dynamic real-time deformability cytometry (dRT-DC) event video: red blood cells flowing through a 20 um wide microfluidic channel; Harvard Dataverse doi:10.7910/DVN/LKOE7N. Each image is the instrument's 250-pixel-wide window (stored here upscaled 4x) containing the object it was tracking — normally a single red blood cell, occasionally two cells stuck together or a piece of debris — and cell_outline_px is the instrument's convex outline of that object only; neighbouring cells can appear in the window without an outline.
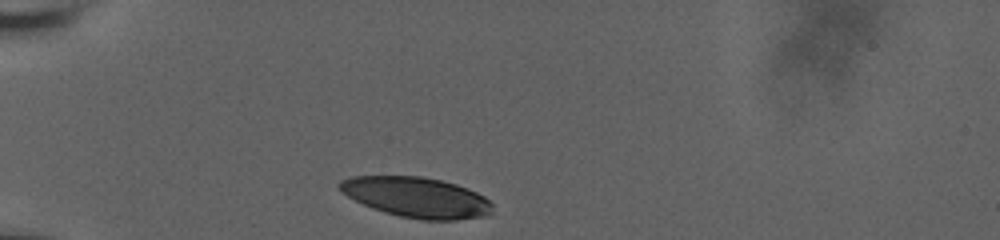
{"species": "human", "species_latin": "Homo sapiens", "temperature_condition": "room temperature", "stored_images_in_passage": 25, "camera_frame_rate_fps": 3000, "um_per_image_px": 0.085, "donor": {"sex": "male"}, "frame": {"image": 1, "passage_image": 1, "time_ms": 0.0, "image_size_px": [1000, 240], "cell_outline_px": [[492, 212], [488, 216], [456, 220], [420, 220], [400, 216], [384, 212], [372, 208], [348, 196], [336, 184], [340, 180], [352, 176], [420, 176], [440, 180], [456, 184], [468, 188], [484, 196], [492, 204]], "centroid_in_image_um": [35.43, 16.77], "position_along_channel_um": 49.6, "area_um2": 35.95}}
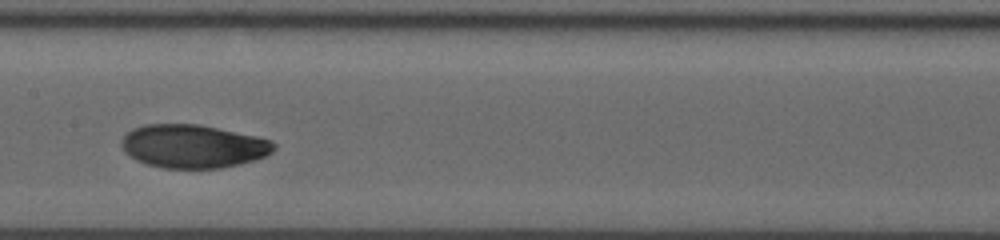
{"frame": {"image": 2, "passage_image": 15, "time_ms": 4.667, "image_size_px": [1000, 240], "cell_outline_px": [[276, 148], [272, 152], [264, 156], [240, 164], [224, 168], [160, 168], [144, 164], [136, 160], [124, 152], [120, 144], [120, 140], [132, 128], [144, 124], [200, 124], [256, 136], [272, 140], [276, 144]], "centroid_in_image_um": [16.38, 12.43], "position_along_channel_um": 191.0, "area_um2": 38.84}}
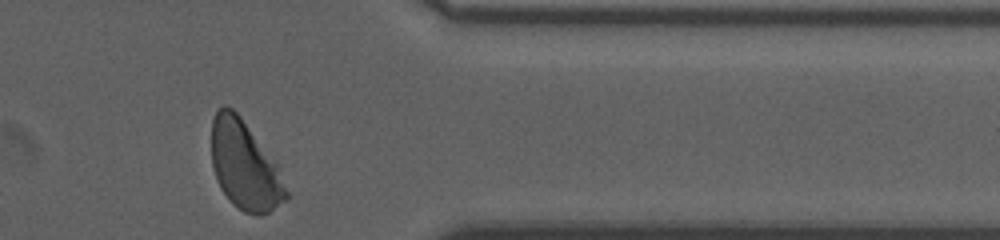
{"frame": {"image": 3, "passage_image": 25, "time_ms": 8.0, "image_size_px": [1000, 240], "cell_outline_px": [[288, 196], [284, 200], [268, 212], [260, 216], [256, 216], [244, 212], [232, 204], [220, 188], [216, 180], [212, 164], [212, 120], [216, 112], [224, 104], [232, 108], [240, 116], [276, 160], [288, 192]], "centroid_in_image_um": [20.8, 14.07], "position_along_channel_um": 390.6, "area_um2": 38.67}, "authors_computed_cell_mechanics": {"area_um2": 38.437, "velocity_mm_per_s": 3.7754, "shape_relaxation_time_tau1_ms": 4.7734, "shape_relaxation_time_tau2_ms": 1.3834, "deformation_change_tau1": 0.1926, "deformation_change_tau2": 0.0421}}